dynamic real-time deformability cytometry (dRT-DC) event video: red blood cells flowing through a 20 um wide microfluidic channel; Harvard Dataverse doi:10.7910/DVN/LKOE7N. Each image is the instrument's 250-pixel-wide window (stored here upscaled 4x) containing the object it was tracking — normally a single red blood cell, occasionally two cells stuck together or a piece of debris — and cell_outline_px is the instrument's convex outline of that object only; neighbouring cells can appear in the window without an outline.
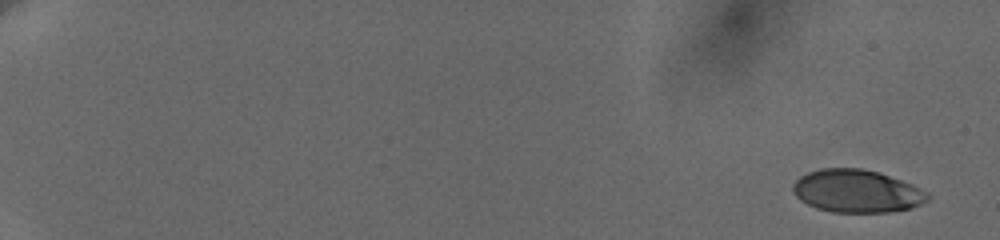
{"species": "human", "species_latin": "Homo sapiens", "temperature_condition": "cold", "stored_images_in_passage": 58, "camera_frame_rate_fps": 3000, "um_per_image_px": 0.085, "donor": {"sex": "female"}, "frame": {"image": 1, "passage_image": 1, "time_ms": 0.0, "image_size_px": [1000, 240], "cell_outline_px": [[932, 196], [928, 200], [912, 208], [888, 212], [832, 212], [816, 208], [800, 200], [796, 196], [792, 188], [792, 184], [800, 176], [808, 172], [820, 168], [860, 168], [876, 172], [912, 184], [928, 192]], "centroid_in_image_um": [72.82, 16.25], "position_along_channel_um": 12.2, "area_um2": 33.58}}
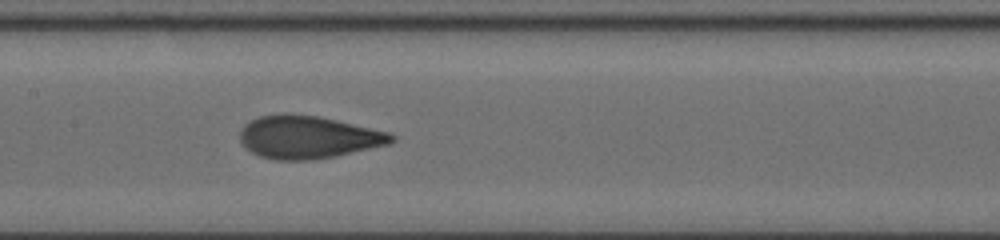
{"frame": {"image": 2, "passage_image": 32, "time_ms": 10.333, "image_size_px": [1000, 240], "cell_outline_px": [[396, 140], [388, 144], [336, 156], [312, 160], [276, 160], [260, 156], [244, 148], [240, 140], [240, 128], [244, 124], [260, 116], [284, 112], [320, 116], [388, 132], [396, 136]], "centroid_in_image_um": [26.15, 11.65], "position_along_channel_um": 181.2, "area_um2": 37.97}}
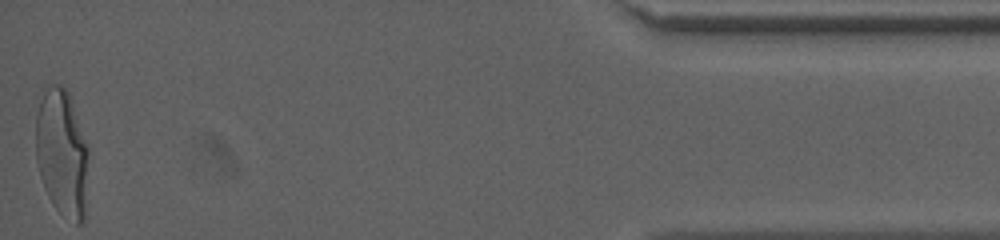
{"frame": {"image": 3, "passage_image": 58, "time_ms": 19.0, "image_size_px": [1000, 240], "cell_outline_px": [[88, 152], [84, 220], [80, 224], [76, 224], [60, 212], [52, 204], [44, 188], [40, 176], [36, 160], [36, 112], [40, 100], [44, 92], [52, 84], [60, 84], [68, 92], [88, 144]], "centroid_in_image_um": [5.26, 13.0], "position_along_channel_um": 429.9, "area_um2": 39.02}, "authors_computed_cell_mechanics": {"area_um2": 36.8186, "velocity_mm_per_s": 3.6449, "shape_relaxation_time_tau1_ms": 5.5796, "shape_relaxation_time_tau2_ms": null, "deformation_change_tau1": 0.2008, "deformation_change_tau2": null}}